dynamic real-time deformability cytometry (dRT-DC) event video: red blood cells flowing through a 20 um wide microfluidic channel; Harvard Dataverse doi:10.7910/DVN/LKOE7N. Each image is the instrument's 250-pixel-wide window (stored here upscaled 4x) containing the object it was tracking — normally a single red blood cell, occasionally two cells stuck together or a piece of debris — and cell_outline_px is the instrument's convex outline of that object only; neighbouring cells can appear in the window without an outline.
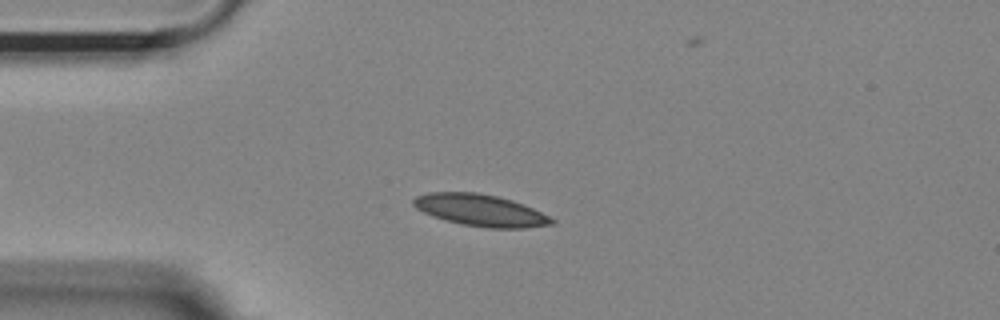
{"species": "Egyptian fruit bat (a non-hibernating species)", "species_latin": "Rousettus aegyptiacus", "temperature_condition": "room temperature", "stored_images_in_passage": 49, "camera_frame_rate_fps": 3000, "um_per_image_px": 0.085, "animal": {"sex": "female"}, "frame": {"image": 1, "passage_image": 12, "time_ms": 3.667, "image_size_px": [1000, 320], "cell_outline_px": [[556, 224], [524, 228], [488, 228], [460, 224], [444, 220], [432, 216], [416, 208], [412, 204], [412, 200], [416, 196], [428, 192], [476, 192], [496, 196], [512, 200], [532, 208], [556, 220]], "centroid_in_image_um": [40.82, 17.88], "position_along_channel_um": 44.2, "area_um2": 25.66}}
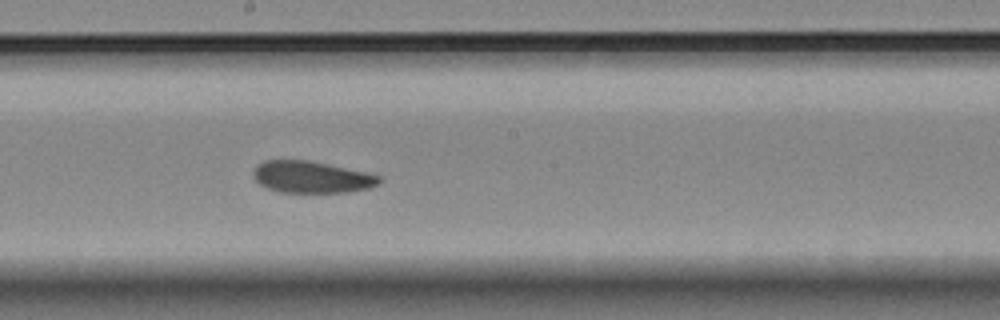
{"frame": {"image": 2, "passage_image": 28, "time_ms": 9.0, "image_size_px": [1000, 320], "cell_outline_px": [[384, 180], [380, 184], [368, 188], [348, 192], [280, 192], [268, 188], [260, 184], [252, 176], [252, 172], [256, 164], [264, 160], [308, 160], [368, 172], [384, 176]], "centroid_in_image_um": [26.52, 15.04], "position_along_channel_um": 221.7, "area_um2": 23.64}}
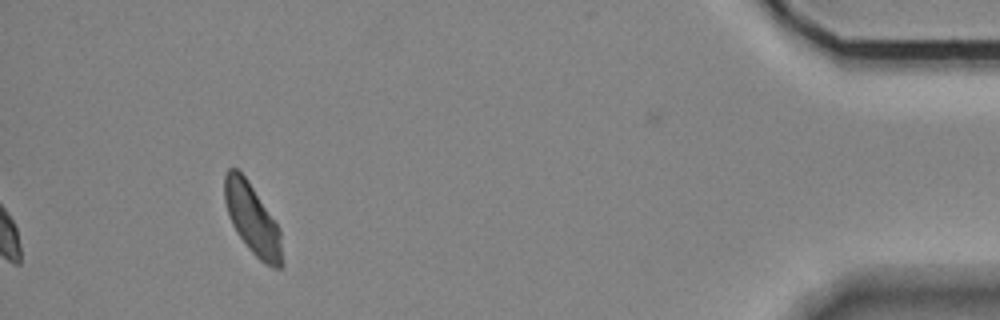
{"frame": {"image": 3, "passage_image": 49, "time_ms": 16.0, "image_size_px": [1000, 320], "cell_outline_px": [[284, 264], [280, 268], [272, 268], [264, 264], [248, 248], [236, 232], [228, 216], [224, 200], [224, 176], [228, 168], [236, 168], [248, 180], [280, 228]], "centroid_in_image_um": [21.46, 18.66], "position_along_channel_um": 413.7, "area_um2": 23.87}, "authors_computed_cell_mechanics": {"area_um2": 24.0448, "velocity_mm_per_s": 3.6471, "shape_relaxation_time_tau1_ms": null, "shape_relaxation_time_tau2_ms": 8.993, "deformation_change_tau1": null, "deformation_change_tau2": 0.1557}}